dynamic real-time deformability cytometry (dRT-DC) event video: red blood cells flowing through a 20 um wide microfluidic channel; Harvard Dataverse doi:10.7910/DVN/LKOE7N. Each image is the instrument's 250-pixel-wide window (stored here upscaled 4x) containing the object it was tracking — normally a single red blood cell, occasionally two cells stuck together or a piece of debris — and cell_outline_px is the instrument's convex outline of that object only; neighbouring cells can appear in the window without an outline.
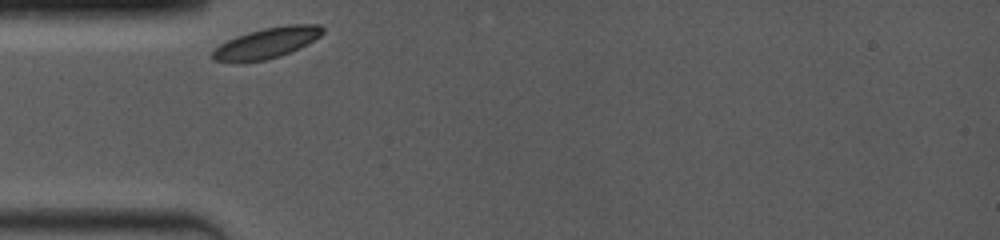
{"species": "common noctule bat (a hibernating species)", "species_latin": "Nyctalus noctula", "temperature_condition": "room temperature", "stored_images_in_passage": 33, "camera_frame_rate_fps": 4000, "um_per_image_px": 0.085, "animal": {"sex": "female", "body_mass_g": 19.0, "forearm_length_mm": 53.3}, "frame": {"image": 1, "passage_image": 1, "time_ms": 0.0, "image_size_px": [1000, 240], "cell_outline_px": [[324, 32], [320, 36], [300, 48], [280, 56], [268, 60], [212, 60], [212, 52], [220, 44], [236, 36], [248, 32], [264, 28], [288, 24], [320, 24], [324, 28]], "centroid_in_image_um": [22.75, 3.61], "position_along_channel_um": 62.2, "area_um2": 19.25}}
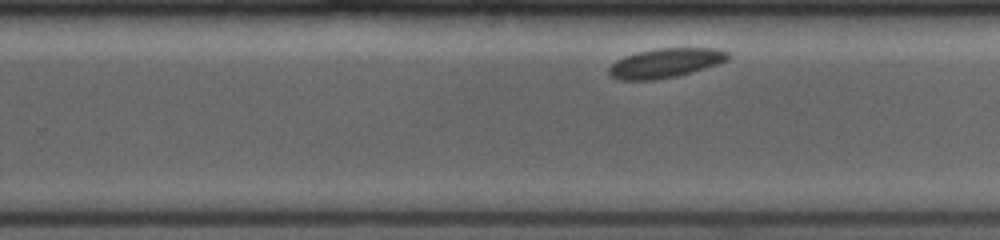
{"frame": {"image": 2, "passage_image": 20, "time_ms": 6.0, "image_size_px": [1000, 240], "cell_outline_px": [[728, 60], [692, 72], [676, 76], [652, 80], [620, 80], [608, 76], [608, 68], [616, 60], [624, 56], [656, 48], [716, 48], [728, 52]], "centroid_in_image_um": [56.52, 5.36], "position_along_channel_um": 273.3, "area_um2": 20.29}}
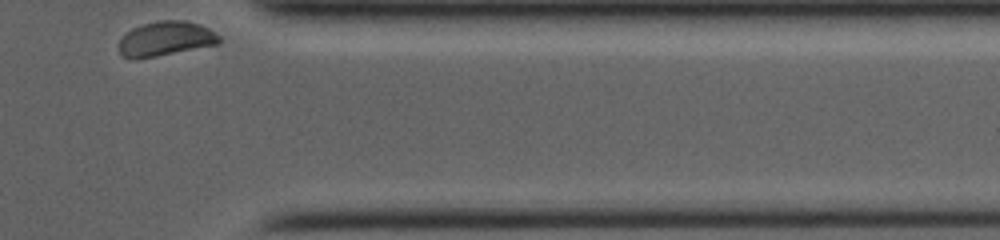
{"frame": {"image": 3, "passage_image": 33, "time_ms": 9.5, "image_size_px": [1000, 240], "cell_outline_px": [[220, 44], [136, 60], [120, 56], [120, 40], [132, 28], [156, 20], [188, 20], [200, 24], [216, 32], [220, 36]], "centroid_in_image_um": [14.11, 3.29], "position_along_channel_um": 397.3, "area_um2": 20.4}}